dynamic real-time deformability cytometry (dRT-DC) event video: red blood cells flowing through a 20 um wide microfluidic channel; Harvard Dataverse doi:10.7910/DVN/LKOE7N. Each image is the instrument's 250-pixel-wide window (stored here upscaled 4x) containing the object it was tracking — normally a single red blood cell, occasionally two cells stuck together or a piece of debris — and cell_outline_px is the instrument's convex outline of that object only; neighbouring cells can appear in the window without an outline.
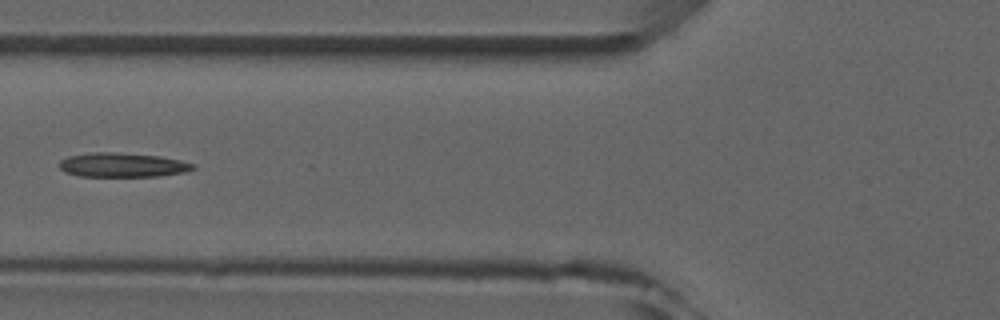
{"species": "common noctule bat (a hibernating species)", "species_latin": "Nyctalus noctula", "temperature_condition": "room temperature", "stored_images_in_passage": 8, "camera_frame_rate_fps": 3000, "um_per_image_px": 0.085, "animal": {"sex": "male", "forearm_length_mm": 52.5}, "frame": {"image": 1, "passage_image": 6, "time_ms": 6.0, "image_size_px": [1000, 320], "cell_outline_px": [[196, 168], [188, 172], [160, 176], [80, 176], [64, 172], [60, 168], [60, 160], [68, 156], [92, 152], [116, 152], [160, 156], [180, 160], [196, 164]], "centroid_in_image_um": [10.45, 14.02], "position_along_channel_um": 115.3, "area_um2": 19.07}}
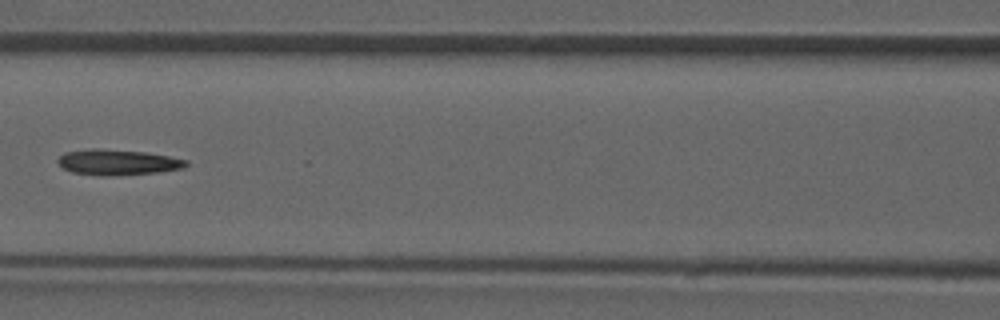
{"frame": {"image": 2, "passage_image": 7, "time_ms": 7.0, "image_size_px": [1000, 320], "cell_outline_px": [[188, 164], [184, 168], [156, 172], [104, 176], [100, 176], [72, 172], [64, 168], [56, 160], [64, 152], [92, 148], [96, 148], [144, 152], [168, 156], [188, 160]], "centroid_in_image_um": [9.98, 13.78], "position_along_channel_um": 156.6, "area_um2": 18.96}}